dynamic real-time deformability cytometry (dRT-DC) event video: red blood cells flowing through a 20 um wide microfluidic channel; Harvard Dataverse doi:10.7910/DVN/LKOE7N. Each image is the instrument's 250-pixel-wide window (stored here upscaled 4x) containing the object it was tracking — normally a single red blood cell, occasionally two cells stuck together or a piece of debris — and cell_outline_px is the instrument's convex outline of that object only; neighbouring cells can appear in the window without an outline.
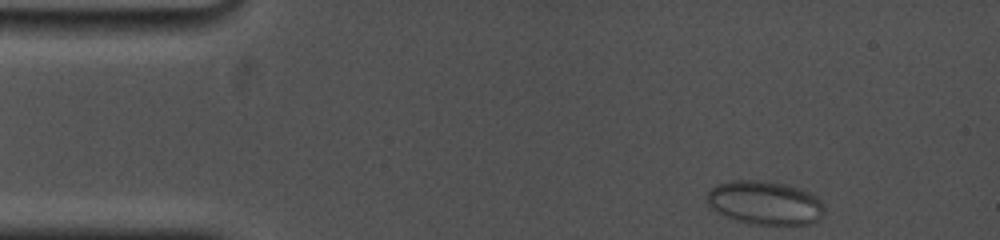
{"species": "common noctule bat (a hibernating species)", "species_latin": "Nyctalus noctula", "temperature_condition": "cold", "stored_images_in_passage": 45, "camera_frame_rate_fps": 5000, "um_per_image_px": 0.085, "animal": {"sex": "female", "body_mass_g": 19.0, "forearm_length_mm": 53.3}, "frame": {"image": 1, "passage_image": 1, "time_ms": 0.0, "image_size_px": [1000, 240], "cell_outline_px": [[824, 212], [816, 220], [808, 224], [748, 224], [736, 220], [716, 212], [708, 204], [704, 196], [716, 184], [732, 180], [756, 180], [788, 184], [800, 188], [816, 196], [824, 204]], "centroid_in_image_um": [64.98, 17.23], "position_along_channel_um": 20.0, "area_um2": 30.0}}
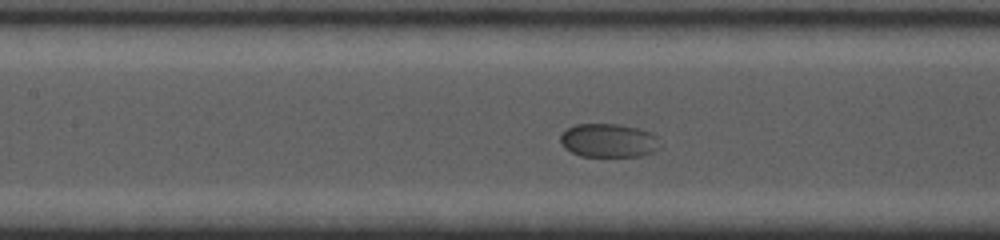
{"frame": {"image": 2, "passage_image": 19, "time_ms": 6.0, "image_size_px": [1000, 240], "cell_outline_px": [[660, 148], [652, 152], [640, 156], [580, 156], [564, 148], [560, 144], [560, 136], [568, 128], [576, 124], [616, 124], [640, 128], [652, 132], [656, 136]], "centroid_in_image_um": [51.73, 11.94], "position_along_channel_um": 155.7, "area_um2": 19.59}}
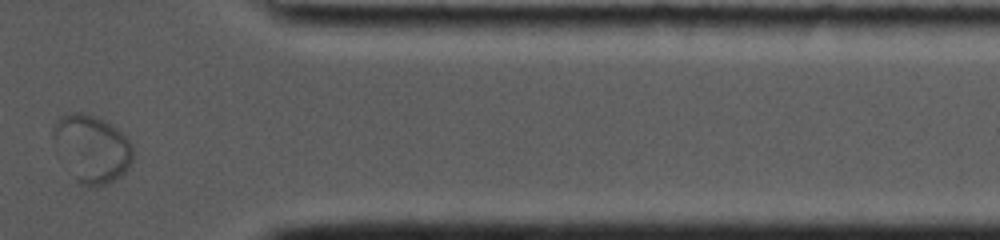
{"frame": {"image": 3, "passage_image": 39, "time_ms": 13.2, "image_size_px": [1000, 240], "cell_outline_px": [[132, 160], [128, 168], [120, 176], [104, 184], [80, 184], [52, 136], [52, 128], [56, 120], [60, 116], [72, 112], [80, 112], [96, 116], [104, 120], [116, 128], [132, 144]], "centroid_in_image_um": [7.83, 12.55], "position_along_channel_um": 403.6, "area_um2": 29.94}}